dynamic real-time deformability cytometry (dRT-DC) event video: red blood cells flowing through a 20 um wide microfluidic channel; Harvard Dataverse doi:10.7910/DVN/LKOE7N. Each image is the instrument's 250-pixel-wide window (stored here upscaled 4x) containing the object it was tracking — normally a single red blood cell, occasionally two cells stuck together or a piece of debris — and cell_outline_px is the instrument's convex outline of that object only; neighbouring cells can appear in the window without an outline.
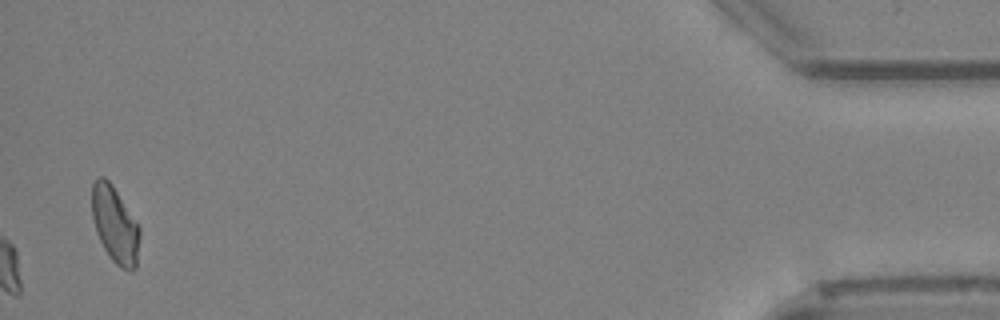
{"species": "Egyptian fruit bat (a non-hibernating species)", "species_latin": "Rousettus aegyptiacus", "temperature_condition": "cold", "stored_images_in_passage": 39, "camera_frame_rate_fps": 3000, "um_per_image_px": 0.085, "animal": {"sex": "female"}, "frame": {"image": 1, "passage_image": 39, "time_ms": 12.667, "image_size_px": [1000, 320], "cell_outline_px": [[140, 236], [136, 268], [132, 272], [128, 272], [120, 268], [112, 260], [104, 248], [96, 232], [92, 216], [92, 184], [96, 176], [104, 176], [112, 184], [140, 228]], "centroid_in_image_um": [9.77, 19.12], "position_along_channel_um": 425.4, "area_um2": 21.39}, "authors_computed_cell_mechanics": {"area_um2": 22.0218, "velocity_mm_per_s": 3.8897, "shape_relaxation_time_tau1_ms": 4.9694, "shape_relaxation_time_tau2_ms": 2.7944, "deformation_change_tau1": 0.1444, "deformation_change_tau2": 0.0955}}